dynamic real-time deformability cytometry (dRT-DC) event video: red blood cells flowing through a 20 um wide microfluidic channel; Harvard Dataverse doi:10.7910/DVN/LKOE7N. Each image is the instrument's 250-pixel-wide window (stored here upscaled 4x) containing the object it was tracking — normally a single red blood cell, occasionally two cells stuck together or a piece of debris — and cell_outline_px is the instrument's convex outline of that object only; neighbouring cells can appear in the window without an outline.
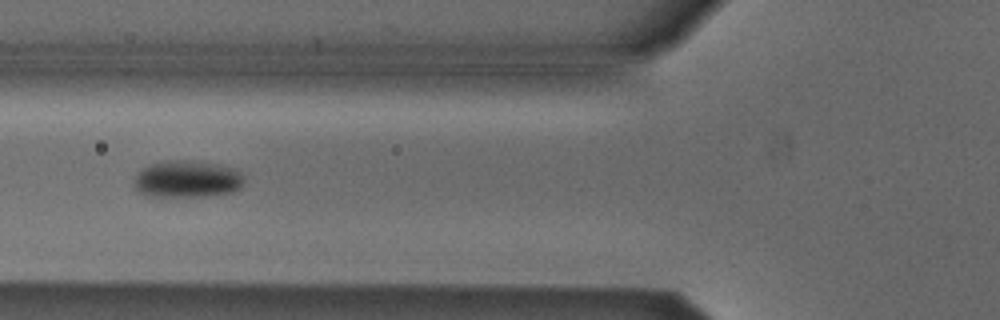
{"species": "Egyptian fruit bat (a non-hibernating species)", "species_latin": "Rousettus aegyptiacus", "temperature_condition": "cold", "stored_images_in_passage": 7, "camera_frame_rate_fps": 3000, "um_per_image_px": 0.085, "animal": {"sex": "male"}, "frame": {"image": 1, "passage_image": 5, "time_ms": 1.333, "image_size_px": [1000, 320], "cell_outline_px": [[244, 180], [240, 188], [232, 192], [204, 196], [144, 196], [132, 184], [136, 176], [144, 168], [152, 164], [172, 160], [184, 160], [212, 164], [232, 168], [240, 172], [244, 176]], "centroid_in_image_um": [15.9, 15.24], "position_along_channel_um": 109.9, "area_um2": 23.35}}
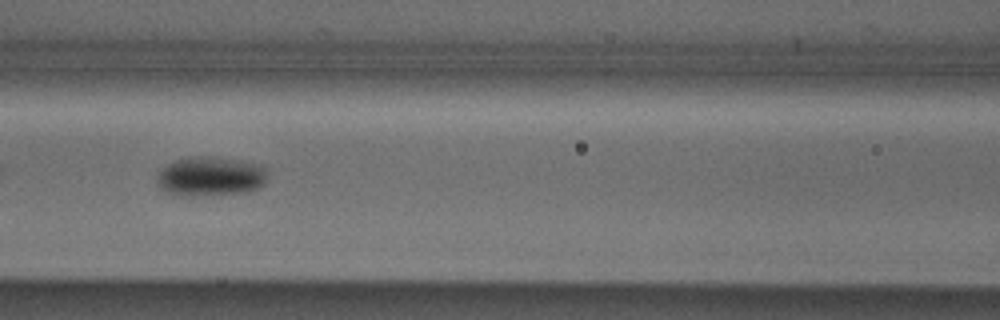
{"frame": {"image": 2, "passage_image": 6, "time_ms": 1.667, "image_size_px": [1000, 320], "cell_outline_px": [[264, 184], [260, 188], [244, 192], [188, 196], [180, 196], [164, 192], [160, 188], [156, 180], [160, 172], [168, 164], [176, 160], [192, 156], [212, 156], [260, 164], [264, 168]], "centroid_in_image_um": [17.85, 15.0], "position_along_channel_um": 148.8, "area_um2": 25.14}}
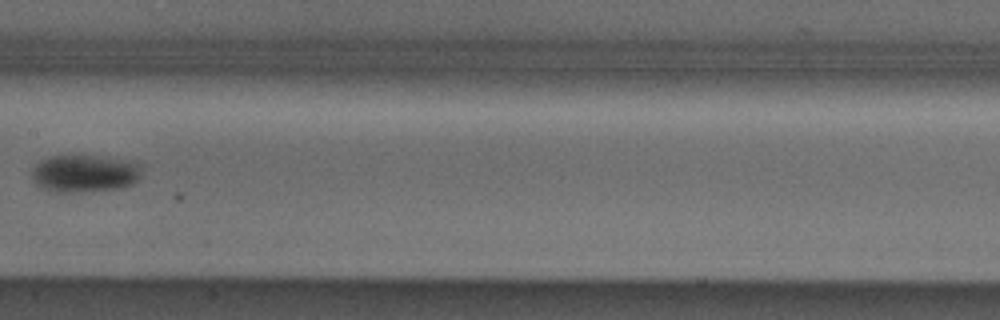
{"frame": {"image": 3, "passage_image": 7, "time_ms": 2.0, "image_size_px": [1000, 320], "cell_outline_px": [[140, 176], [132, 184], [120, 188], [68, 192], [56, 192], [40, 188], [36, 184], [32, 172], [32, 168], [40, 160], [52, 156], [92, 156], [120, 160], [140, 164]], "centroid_in_image_um": [7.14, 14.75], "position_along_channel_um": 200.3, "area_um2": 23.41}}